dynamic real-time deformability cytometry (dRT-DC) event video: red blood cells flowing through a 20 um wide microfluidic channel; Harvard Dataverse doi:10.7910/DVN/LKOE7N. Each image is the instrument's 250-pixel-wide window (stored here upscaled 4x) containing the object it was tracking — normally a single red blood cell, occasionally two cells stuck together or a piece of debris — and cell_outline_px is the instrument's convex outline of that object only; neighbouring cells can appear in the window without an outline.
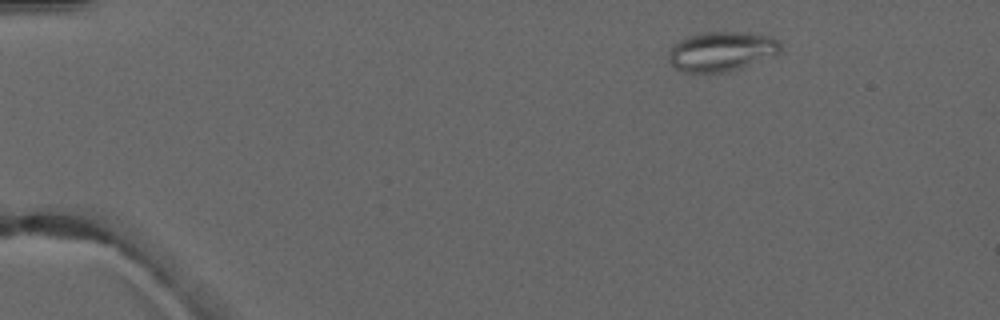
{"species": "common noctule bat (a hibernating species)", "species_latin": "Nyctalus noctula", "temperature_condition": "warm", "stored_images_in_passage": 2, "segment_of_instrument_passage": [1, 2], "camera_frame_rate_fps": 3000, "um_per_image_px": 0.085, "animal": {"sex": "male", "forearm_length_mm": 52.5}, "frame": {"image": 1, "passage_image": 1, "time_ms": 0.0, "image_size_px": [1000, 320], "cell_outline_px": [[780, 52], [740, 68], [728, 72], [684, 72], [676, 68], [668, 60], [668, 52], [672, 44], [688, 36], [700, 32], [740, 32], [772, 36], [780, 44]], "centroid_in_image_um": [61.27, 4.36], "position_along_channel_um": 23.7, "area_um2": 25.66}}